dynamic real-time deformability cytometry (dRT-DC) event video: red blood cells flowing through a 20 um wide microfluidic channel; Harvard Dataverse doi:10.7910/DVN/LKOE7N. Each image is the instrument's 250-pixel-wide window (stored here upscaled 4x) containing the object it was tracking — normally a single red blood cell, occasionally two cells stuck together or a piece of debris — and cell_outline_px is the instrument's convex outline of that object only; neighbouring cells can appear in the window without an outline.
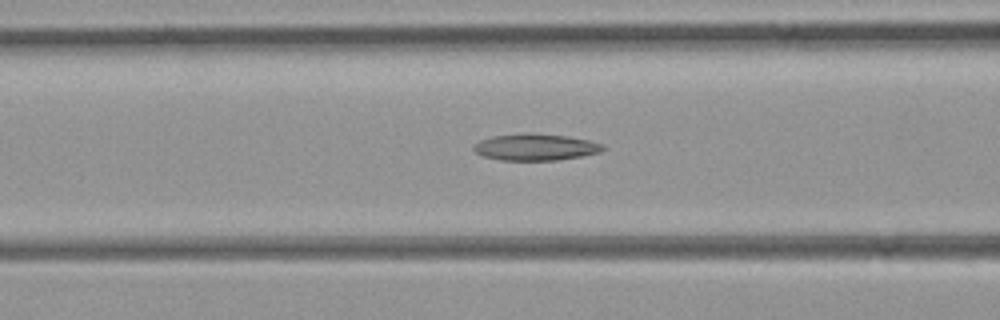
{"species": "common noctule bat (a hibernating species)", "species_latin": "Nyctalus noctula", "temperature_condition": "room temperature", "stored_images_in_passage": 30, "camera_frame_rate_fps": 3000, "um_per_image_px": 0.085, "animal": {"sex": "female", "body_mass_g": 21.9}, "frame": {"image": 1, "passage_image": 4, "time_ms": 1.0, "image_size_px": [1000, 320], "cell_outline_px": [[588, 152], [572, 156], [540, 160], [516, 160], [496, 156], [508, 136], [556, 136], [576, 140]], "centroid_in_image_um": [45.85, 12.57], "position_along_channel_um": 120.7, "area_um2": 12.48}}
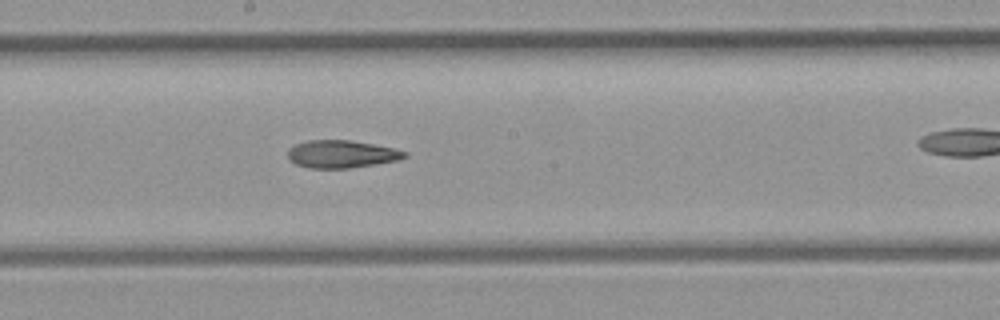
{"frame": {"image": 2, "passage_image": 11, "time_ms": 3.333, "image_size_px": [1000, 320], "cell_outline_px": [[400, 156], [388, 160], [364, 164], [304, 164], [296, 160], [292, 156], [324, 144], [364, 144], [384, 148], [400, 152]], "centroid_in_image_um": [29.38, 13.14], "position_along_channel_um": 218.8, "area_um2": 12.08}}
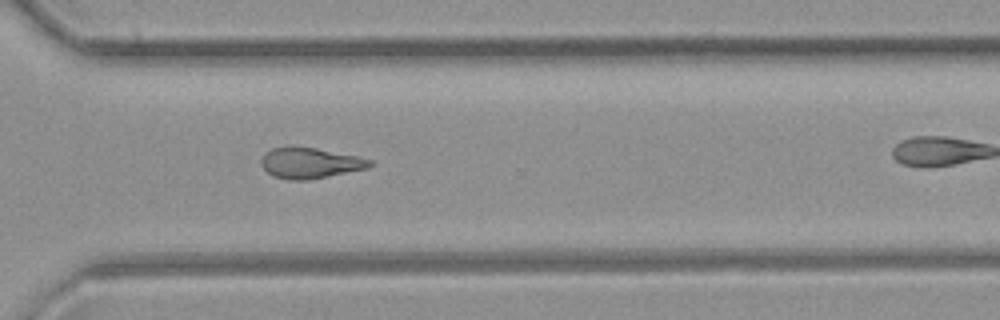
{"frame": {"image": 3, "passage_image": 20, "time_ms": 6.333, "image_size_px": [1000, 320], "cell_outline_px": [[356, 168], [320, 176], [280, 176], [272, 172], [268, 168], [284, 148], [308, 148], [340, 156]], "centroid_in_image_um": [26.17, 13.87], "position_along_channel_um": 344.4, "area_um2": 12.77}}